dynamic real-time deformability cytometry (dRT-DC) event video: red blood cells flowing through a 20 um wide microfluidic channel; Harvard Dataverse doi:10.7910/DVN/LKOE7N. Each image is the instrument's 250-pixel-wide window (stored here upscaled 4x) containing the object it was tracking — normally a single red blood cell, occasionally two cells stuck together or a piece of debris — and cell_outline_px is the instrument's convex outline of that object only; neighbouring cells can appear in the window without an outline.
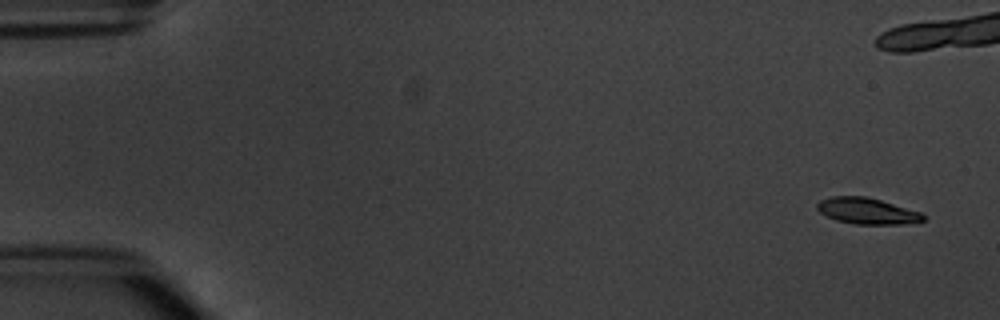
{"species": "common noctule bat (a hibernating species)", "species_latin": "Nyctalus noctula", "temperature_condition": "warm", "stored_images_in_passage": 8, "camera_frame_rate_fps": 3000, "um_per_image_px": 0.085, "animal": {"sex": "male", "body_mass_g": 20.1, "forearm_length_mm": 53.5}, "frame": {"image": 1, "passage_image": 1, "time_ms": 0.0, "image_size_px": [1000, 320], "cell_outline_px": [[924, 220], [900, 224], [856, 224], [836, 220], [820, 212], [816, 208], [816, 204], [820, 200], [832, 196], [868, 196], [920, 212], [924, 216]], "centroid_in_image_um": [73.66, 17.92], "position_along_channel_um": 11.3, "area_um2": 16.01}}